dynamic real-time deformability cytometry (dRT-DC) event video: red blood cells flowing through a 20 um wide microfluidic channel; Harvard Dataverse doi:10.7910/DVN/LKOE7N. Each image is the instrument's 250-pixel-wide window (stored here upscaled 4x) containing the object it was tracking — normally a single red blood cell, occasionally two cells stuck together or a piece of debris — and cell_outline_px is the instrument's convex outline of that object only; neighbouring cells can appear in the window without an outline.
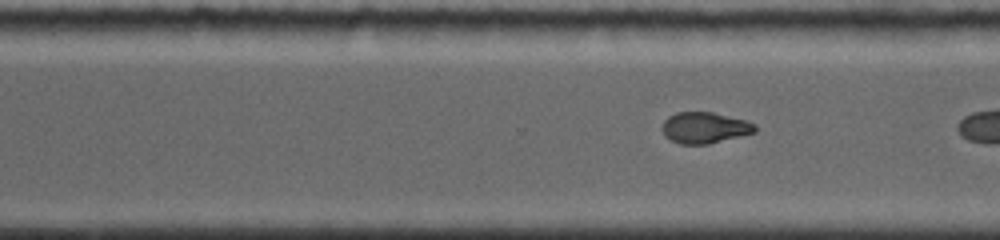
{"species": "common noctule bat (a hibernating species)", "species_latin": "Nyctalus noctula", "temperature_condition": "room temperature", "stored_images_in_passage": 23, "camera_frame_rate_fps": 4000, "um_per_image_px": 0.085, "animal": {"sex": "female", "body_mass_g": 19.0, "forearm_length_mm": 56.7}, "frame": {"image": 1, "passage_image": 14, "time_ms": 6.5, "image_size_px": [1000, 240], "cell_outline_px": [[756, 132], [708, 144], [680, 144], [664, 136], [660, 128], [664, 120], [668, 116], [676, 112], [712, 112], [748, 120], [756, 124]], "centroid_in_image_um": [59.88, 10.85], "position_along_channel_um": 310.7, "area_um2": 17.05}, "authors_computed_cell_mechanics": {"area_um2": 17.3978, "velocity_mm_per_s": 3.8338, "shape_relaxation_time_tau1_ms": 5.3407, "shape_relaxation_time_tau2_ms": 1.1129, "deformation_change_tau1": 0.1846, "deformation_change_tau2": 0.0547}}